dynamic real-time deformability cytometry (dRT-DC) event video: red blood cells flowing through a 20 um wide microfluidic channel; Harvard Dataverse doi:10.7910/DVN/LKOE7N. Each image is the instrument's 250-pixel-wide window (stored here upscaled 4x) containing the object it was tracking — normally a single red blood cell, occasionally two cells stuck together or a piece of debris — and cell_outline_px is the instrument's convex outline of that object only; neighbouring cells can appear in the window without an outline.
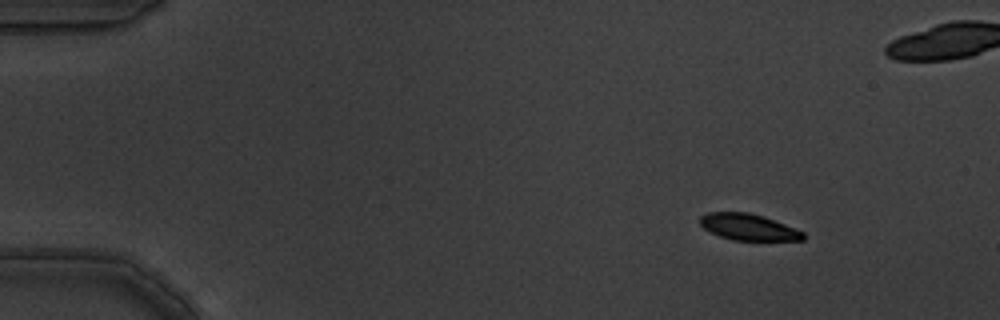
{"species": "common noctule bat (a hibernating species)", "species_latin": "Nyctalus noctula", "temperature_condition": "warm", "stored_images_in_passage": 5, "segment_of_instrument_passage": [1, 2], "camera_frame_rate_fps": 3000, "um_per_image_px": 0.085, "animal": {"sex": "male", "body_mass_g": 19.5, "forearm_length_mm": 54.6}, "frame": {"image": 1, "passage_image": 1, "time_ms": 0.0, "image_size_px": [1000, 320], "cell_outline_px": [[804, 240], [732, 240], [708, 232], [700, 224], [700, 216], [708, 212], [748, 212], [764, 216], [804, 232]], "centroid_in_image_um": [63.58, 19.29], "position_along_channel_um": 21.4, "area_um2": 15.84}}